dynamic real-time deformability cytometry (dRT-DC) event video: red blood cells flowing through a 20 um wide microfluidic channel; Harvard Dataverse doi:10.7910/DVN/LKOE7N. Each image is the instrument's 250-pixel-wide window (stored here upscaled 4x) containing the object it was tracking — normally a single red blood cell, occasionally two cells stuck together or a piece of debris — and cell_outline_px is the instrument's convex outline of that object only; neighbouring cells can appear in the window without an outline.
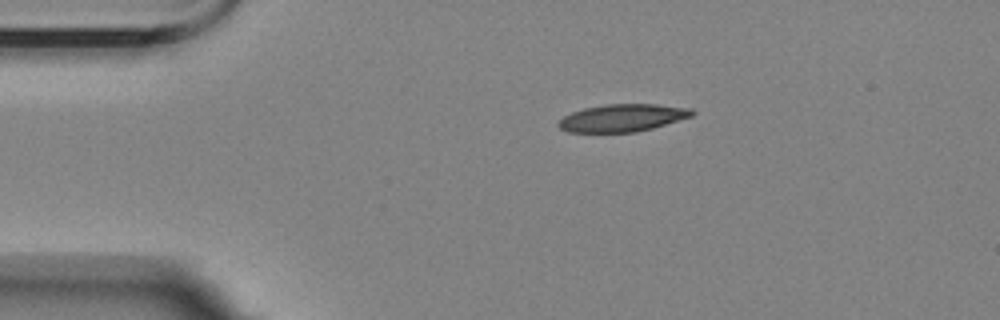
{"species": "Egyptian fruit bat (a non-hibernating species)", "species_latin": "Rousettus aegyptiacus", "temperature_condition": "room temperature", "stored_images_in_passage": 7, "camera_frame_rate_fps": 3000, "um_per_image_px": 0.085, "animal": {"sex": "female"}, "frame": {"image": 1, "passage_image": 1, "time_ms": 0.0, "image_size_px": [1000, 320], "cell_outline_px": [[696, 112], [692, 116], [652, 128], [636, 132], [568, 132], [560, 128], [556, 124], [564, 116], [572, 112], [584, 108], [608, 104], [656, 104], [692, 108]], "centroid_in_image_um": [52.92, 10.01], "position_along_channel_um": 32.1, "area_um2": 21.33}}
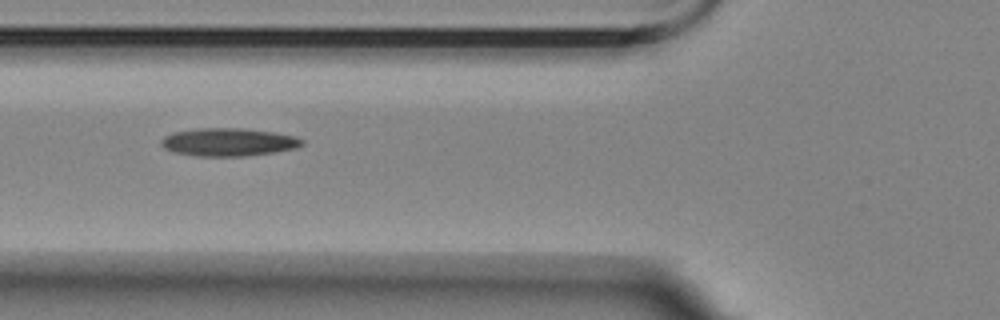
{"frame": {"image": 2, "passage_image": 4, "time_ms": 3.333, "image_size_px": [1000, 320], "cell_outline_px": [[304, 144], [296, 148], [272, 152], [244, 156], [196, 156], [172, 152], [164, 148], [160, 144], [160, 140], [164, 136], [172, 132], [200, 128], [244, 128], [272, 132], [296, 136], [304, 140]], "centroid_in_image_um": [19.38, 12.07], "position_along_channel_um": 106.4, "area_um2": 23.06}}
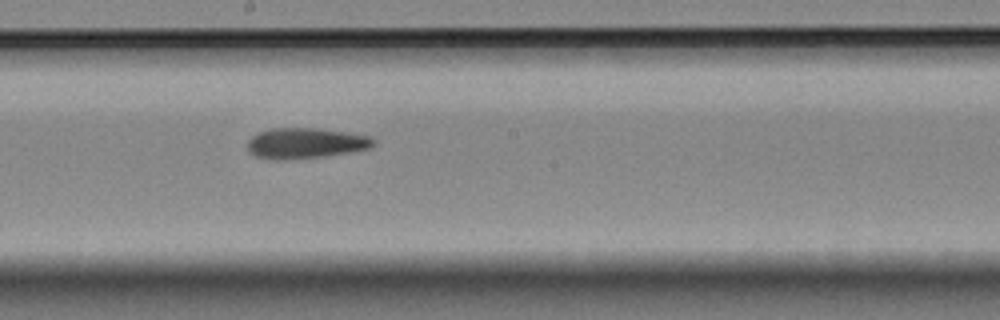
{"frame": {"image": 3, "passage_image": 7, "time_ms": 6.667, "image_size_px": [1000, 320], "cell_outline_px": [[376, 144], [372, 148], [352, 152], [324, 156], [284, 160], [276, 160], [256, 156], [248, 152], [248, 140], [252, 136], [260, 132], [272, 128], [316, 128], [372, 136], [376, 140]], "centroid_in_image_um": [26.01, 12.17], "position_along_channel_um": 222.2, "area_um2": 22.6}}